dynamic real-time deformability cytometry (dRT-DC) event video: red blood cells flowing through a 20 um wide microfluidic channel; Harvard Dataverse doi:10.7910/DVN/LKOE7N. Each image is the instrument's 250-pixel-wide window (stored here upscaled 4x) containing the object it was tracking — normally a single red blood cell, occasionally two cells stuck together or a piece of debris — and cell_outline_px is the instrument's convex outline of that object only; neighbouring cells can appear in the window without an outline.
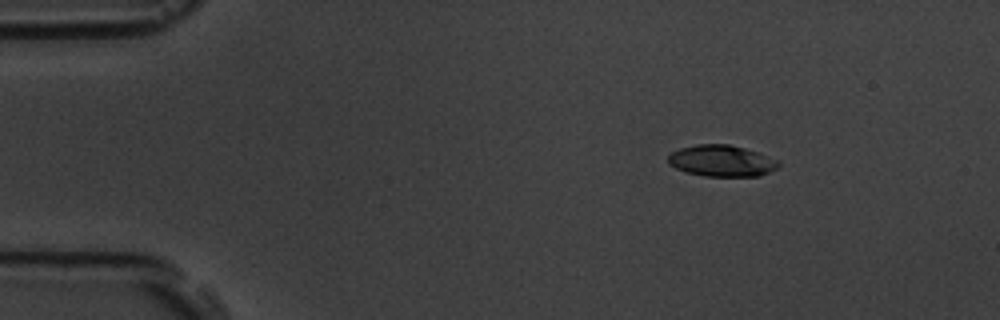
{"species": "common noctule bat (a hibernating species)", "species_latin": "Nyctalus noctula", "temperature_condition": "room temperature", "stored_images_in_passage": 47, "camera_frame_rate_fps": 3000, "um_per_image_px": 0.085, "animal": {"sex": "male", "body_mass_g": 19.5, "forearm_length_mm": 54.6}, "frame": {"image": 1, "passage_image": 1, "time_ms": 0.0, "image_size_px": [1000, 320], "cell_outline_px": [[780, 164], [776, 168], [760, 176], [704, 176], [688, 172], [676, 168], [668, 164], [668, 156], [672, 152], [680, 148], [696, 144], [728, 144], [744, 148], [780, 160]], "centroid_in_image_um": [61.34, 13.67], "position_along_channel_um": 23.7, "area_um2": 20.11}}
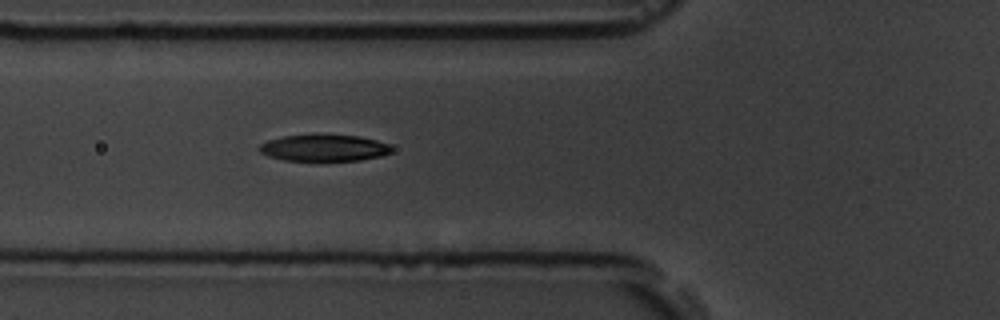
{"frame": {"image": 2, "passage_image": 13, "time_ms": 4.0, "image_size_px": [1000, 320], "cell_outline_px": [[392, 152], [380, 156], [360, 160], [284, 160], [268, 156], [260, 152], [260, 144], [268, 140], [284, 136], [360, 136], [376, 140], [388, 144], [392, 148]], "centroid_in_image_um": [27.56, 12.59], "position_along_channel_um": 98.2, "area_um2": 19.88}}
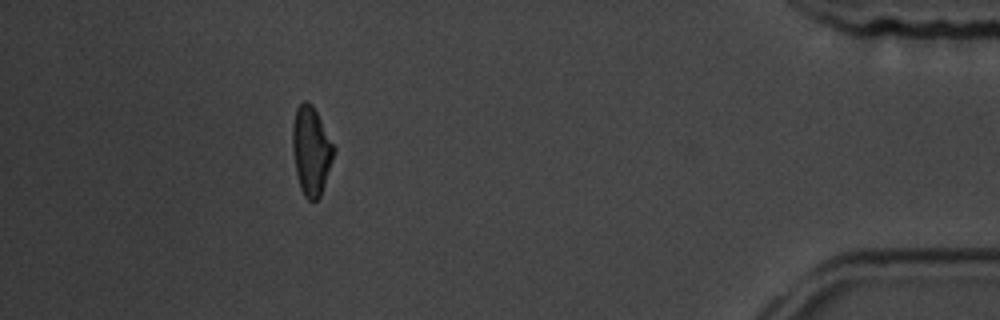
{"frame": {"image": 3, "passage_image": 42, "time_ms": 13.667, "image_size_px": [1000, 320], "cell_outline_px": [[336, 148], [320, 196], [316, 200], [308, 200], [304, 196], [300, 188], [296, 172], [292, 148], [292, 124], [296, 108], [304, 100], [308, 100], [312, 104]], "centroid_in_image_um": [26.43, 12.78], "position_along_channel_um": 408.8, "area_um2": 21.21}, "authors_computed_cell_mechanics": {"area_um2": 21.4438, "velocity_mm_per_s": 3.774, "shape_relaxation_time_tau1_ms": 2.6256, "shape_relaxation_time_tau2_ms": 3.0341, "deformation_change_tau1": 0.1645, "deformation_change_tau2": 0.0851}}